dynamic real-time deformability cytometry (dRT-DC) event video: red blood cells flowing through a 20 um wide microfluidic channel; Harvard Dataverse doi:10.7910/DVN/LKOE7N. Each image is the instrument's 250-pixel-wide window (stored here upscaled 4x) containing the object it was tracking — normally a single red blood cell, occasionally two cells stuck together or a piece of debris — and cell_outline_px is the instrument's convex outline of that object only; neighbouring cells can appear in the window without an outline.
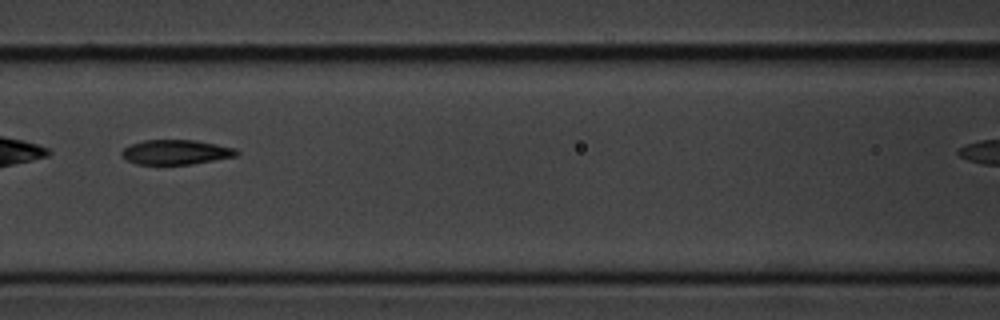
{"species": "common noctule bat (a hibernating species)", "species_latin": "Nyctalus noctula", "temperature_condition": "cold", "stored_images_in_passage": 8, "camera_frame_rate_fps": 3000, "um_per_image_px": 0.085, "animal": {"sex": "male", "body_mass_g": 20.1, "forearm_length_mm": 53.5}, "frame": {"image": 1, "passage_image": 3, "time_ms": 2.333, "image_size_px": [1000, 320], "cell_outline_px": [[240, 152], [236, 156], [192, 164], [136, 164], [120, 156], [120, 152], [124, 148], [132, 144], [144, 140], [196, 140], [236, 148]], "centroid_in_image_um": [14.95, 12.93], "position_along_channel_um": 151.6, "area_um2": 16.53}}
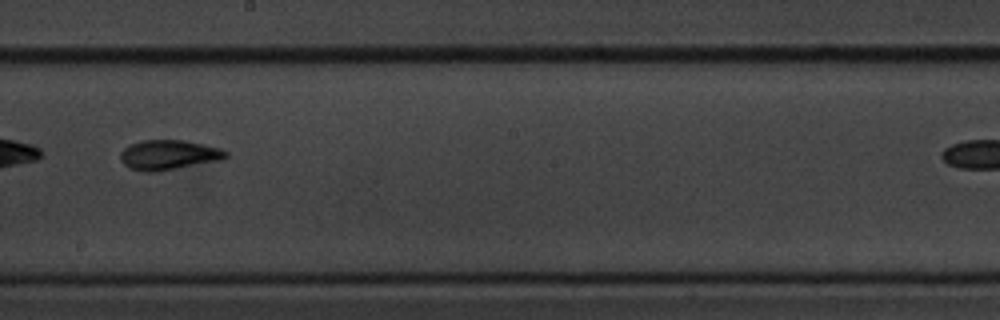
{"frame": {"image": 2, "passage_image": 5, "time_ms": 4.667, "image_size_px": [1000, 320], "cell_outline_px": [[228, 156], [224, 160], [156, 172], [144, 172], [128, 168], [120, 160], [120, 152], [124, 148], [132, 144], [144, 140], [184, 140], [204, 144], [220, 148], [228, 152]], "centroid_in_image_um": [14.36, 13.18], "position_along_channel_um": 233.8, "area_um2": 18.55}}
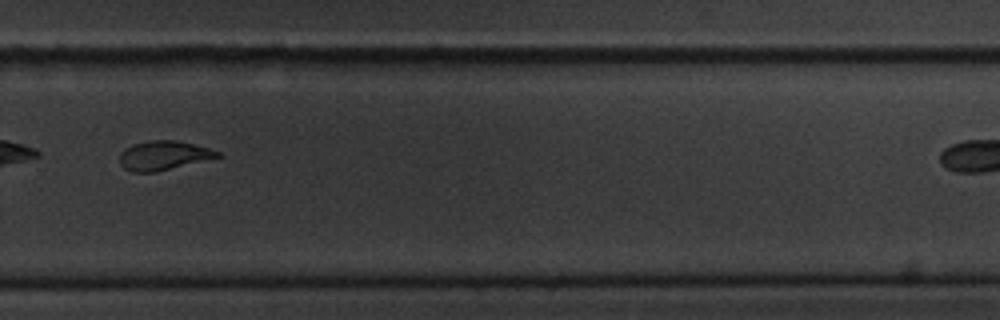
{"frame": {"image": 3, "passage_image": 7, "time_ms": 7.0, "image_size_px": [1000, 320], "cell_outline_px": [[224, 156], [156, 172], [132, 172], [124, 168], [120, 164], [120, 152], [124, 148], [132, 144], [148, 140], [176, 140], [208, 148], [220, 152]], "centroid_in_image_um": [13.89, 13.21], "position_along_channel_um": 315.9, "area_um2": 16.76}}